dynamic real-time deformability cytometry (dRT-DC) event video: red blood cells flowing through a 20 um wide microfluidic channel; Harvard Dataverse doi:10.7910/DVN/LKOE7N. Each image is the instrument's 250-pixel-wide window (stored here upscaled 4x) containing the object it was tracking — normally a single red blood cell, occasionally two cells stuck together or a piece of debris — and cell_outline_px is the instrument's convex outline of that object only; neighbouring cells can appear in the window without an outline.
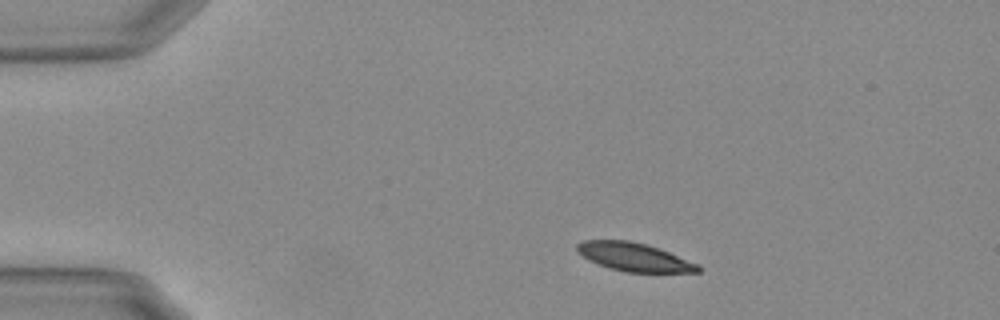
{"species": "Egyptian fruit bat (a non-hibernating species)", "species_latin": "Rousettus aegyptiacus", "temperature_condition": "warm", "stored_images_in_passage": 28, "camera_frame_rate_fps": 3000, "um_per_image_px": 0.085, "animal": {"sex": "female"}, "frame": {"image": 1, "passage_image": 1, "time_ms": 0.0, "image_size_px": [1000, 320], "cell_outline_px": [[700, 272], [624, 272], [608, 268], [588, 260], [576, 252], [576, 244], [584, 240], [628, 240], [644, 244], [668, 252], [700, 264]], "centroid_in_image_um": [53.86, 21.85], "position_along_channel_um": 31.1, "area_um2": 20.0}}
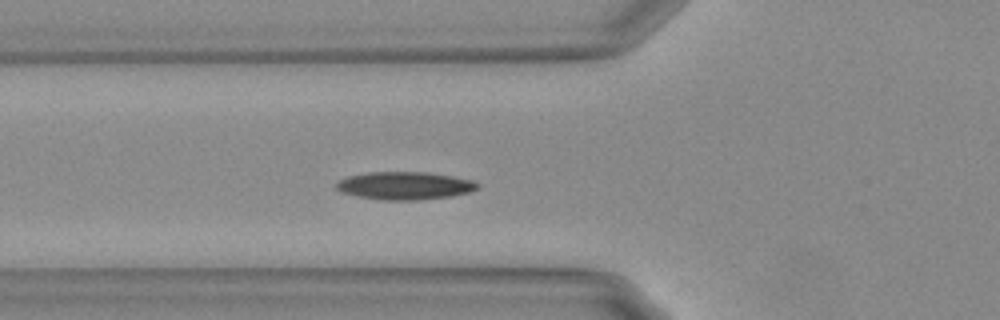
{"frame": {"image": 2, "passage_image": 11, "time_ms": 3.333, "image_size_px": [1000, 320], "cell_outline_px": [[480, 184], [476, 188], [468, 192], [452, 196], [416, 200], [380, 200], [356, 196], [340, 192], [336, 188], [336, 184], [340, 180], [348, 176], [368, 172], [428, 172], [452, 176], [472, 180]], "centroid_in_image_um": [34.37, 15.78], "position_along_channel_um": 91.4, "area_um2": 22.89}}
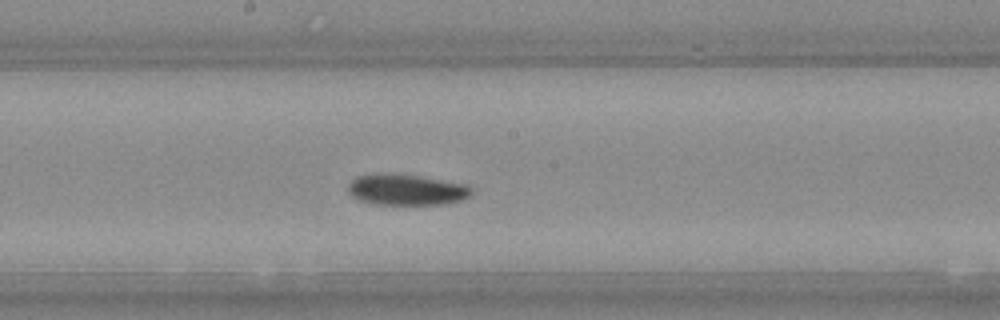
{"frame": {"image": 3, "passage_image": 21, "time_ms": 6.667, "image_size_px": [1000, 320], "cell_outline_px": [[472, 192], [468, 196], [460, 200], [448, 204], [372, 204], [356, 200], [348, 192], [348, 184], [356, 176], [380, 172], [396, 172], [468, 184], [472, 188]], "centroid_in_image_um": [34.5, 16.1], "position_along_channel_um": 213.7, "area_um2": 22.83}}